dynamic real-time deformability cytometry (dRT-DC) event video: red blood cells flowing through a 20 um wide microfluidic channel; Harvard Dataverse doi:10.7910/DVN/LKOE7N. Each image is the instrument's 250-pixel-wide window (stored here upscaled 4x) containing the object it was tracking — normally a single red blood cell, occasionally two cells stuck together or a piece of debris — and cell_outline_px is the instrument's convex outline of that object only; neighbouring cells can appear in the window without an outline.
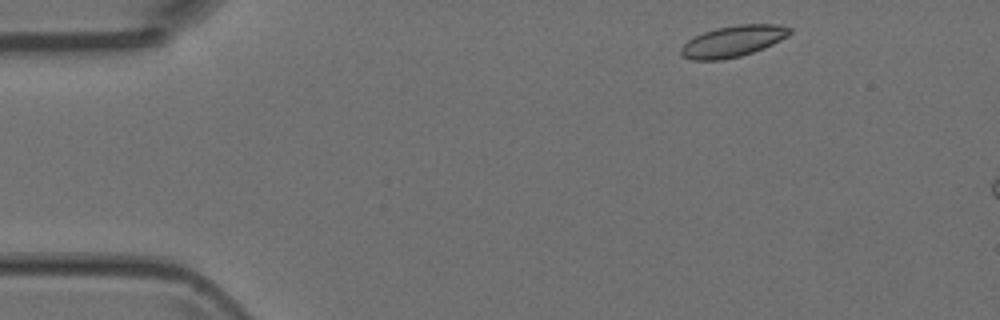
{"species": "Egyptian fruit bat (a non-hibernating species)", "species_latin": "Rousettus aegyptiacus", "temperature_condition": "room temperature", "stored_images_in_passage": 7, "camera_frame_rate_fps": 3000, "um_per_image_px": 0.085, "animal": {"sex": "female"}, "frame": {"image": 1, "passage_image": 2, "time_ms": 0.333, "image_size_px": [1000, 320], "cell_outline_px": [[792, 32], [788, 36], [764, 48], [740, 56], [720, 60], [692, 60], [684, 56], [680, 52], [680, 48], [688, 40], [704, 32], [716, 28], [740, 24], [780, 24], [792, 28]], "centroid_in_image_um": [62.33, 3.5], "position_along_channel_um": 22.7, "area_um2": 19.71}}